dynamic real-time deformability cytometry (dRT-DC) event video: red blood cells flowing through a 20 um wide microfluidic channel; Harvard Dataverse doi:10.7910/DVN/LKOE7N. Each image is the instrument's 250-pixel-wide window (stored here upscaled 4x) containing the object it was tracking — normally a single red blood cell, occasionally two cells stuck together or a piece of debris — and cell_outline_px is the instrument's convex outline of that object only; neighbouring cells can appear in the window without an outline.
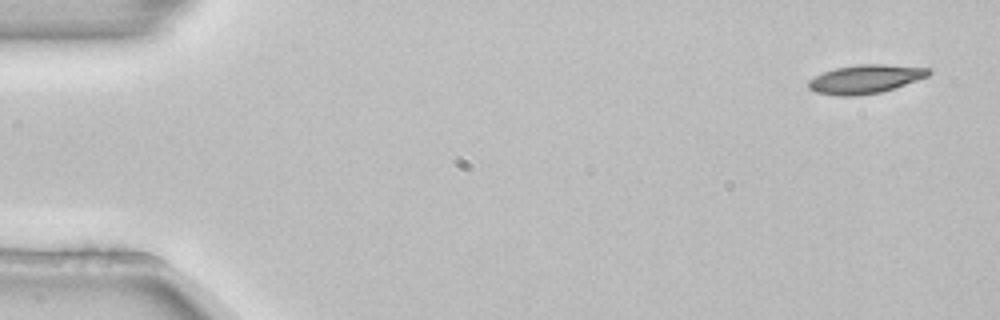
{"species": "common noctule bat (a hibernating species)", "species_latin": "Nyctalus noctula", "temperature_condition": "room temperature", "stored_images_in_passage": 4, "camera_frame_rate_fps": 3000, "um_per_image_px": 0.085, "animal": {"sex": "female", "body_mass_g": 22.7, "forearm_length_mm": 54.2}, "frame": {"image": 1, "passage_image": 1, "time_ms": 0.0, "image_size_px": [1000, 320], "cell_outline_px": [[932, 72], [928, 76], [880, 92], [856, 96], [840, 96], [816, 92], [808, 88], [808, 80], [824, 72], [836, 68], [856, 64], [884, 64], [928, 68]], "centroid_in_image_um": [73.52, 6.72], "position_along_channel_um": 11.5, "area_um2": 19.83}}
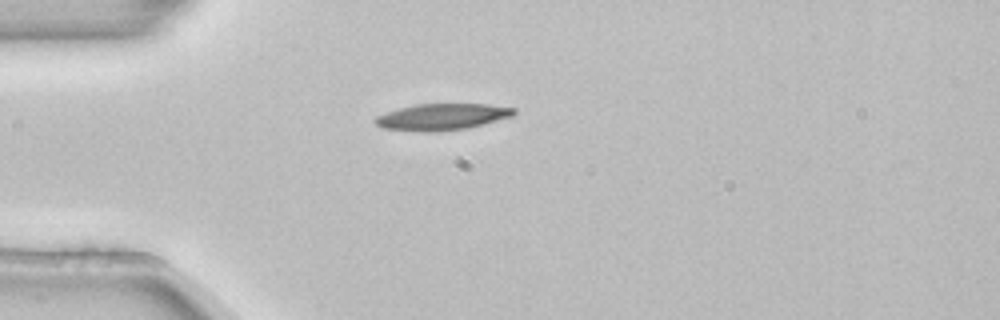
{"frame": {"image": 2, "passage_image": 4, "time_ms": 1.0, "image_size_px": [1000, 320], "cell_outline_px": [[516, 112], [512, 116], [468, 128], [436, 132], [420, 132], [384, 128], [376, 124], [372, 120], [376, 116], [400, 108], [416, 104], [488, 104], [516, 108]], "centroid_in_image_um": [37.57, 9.94], "position_along_channel_um": 47.4, "area_um2": 21.39}}